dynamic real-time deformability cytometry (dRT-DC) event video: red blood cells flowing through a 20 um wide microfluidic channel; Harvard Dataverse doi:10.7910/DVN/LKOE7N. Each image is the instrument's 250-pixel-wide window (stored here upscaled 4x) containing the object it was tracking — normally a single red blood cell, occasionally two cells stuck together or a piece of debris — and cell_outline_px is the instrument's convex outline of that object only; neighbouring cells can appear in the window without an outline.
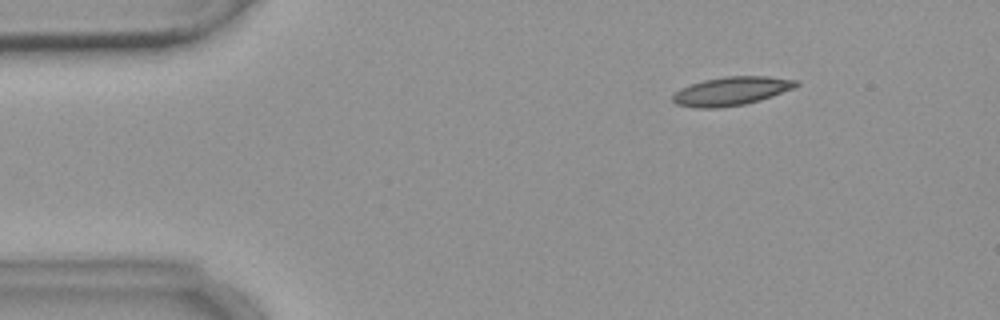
{"species": "common noctule bat (a hibernating species)", "species_latin": "Nyctalus noctula", "temperature_condition": "warm", "stored_images_in_passage": 5, "camera_frame_rate_fps": 3000, "um_per_image_px": 0.085, "animal": {"sex": "female", "body_mass_g": 18.4}, "frame": {"image": 1, "passage_image": 5, "time_ms": 5.333, "image_size_px": [1000, 320], "cell_outline_px": [[800, 84], [796, 88], [760, 100], [744, 104], [720, 108], [696, 108], [676, 104], [672, 100], [672, 96], [680, 88], [704, 80], [724, 76], [768, 76], [800, 80]], "centroid_in_image_um": [62.21, 7.74], "position_along_channel_um": 22.8, "area_um2": 20.75}}